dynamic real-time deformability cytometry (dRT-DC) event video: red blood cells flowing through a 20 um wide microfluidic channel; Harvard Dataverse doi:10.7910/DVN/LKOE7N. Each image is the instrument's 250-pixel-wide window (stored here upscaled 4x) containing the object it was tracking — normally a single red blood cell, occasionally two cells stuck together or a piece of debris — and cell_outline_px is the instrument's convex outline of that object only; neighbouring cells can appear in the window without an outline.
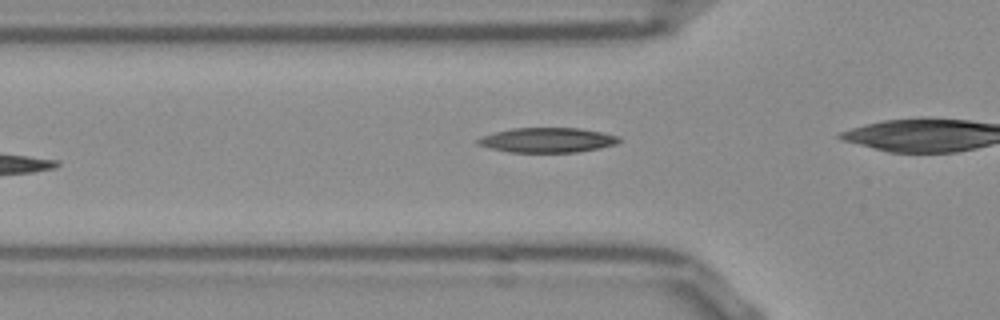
{"species": "Egyptian fruit bat (a non-hibernating species)", "species_latin": "Rousettus aegyptiacus", "temperature_condition": "room temperature", "stored_images_in_passage": 8, "camera_frame_rate_fps": 3000, "um_per_image_px": 0.085, "frame": {"image": 1, "passage_image": 3, "time_ms": 0.667, "image_size_px": [1000, 320], "cell_outline_px": [[620, 140], [616, 144], [600, 148], [576, 152], [508, 152], [476, 144], [476, 140], [480, 136], [492, 132], [512, 128], [580, 128], [620, 136]], "centroid_in_image_um": [46.49, 11.9], "position_along_channel_um": 79.3, "area_um2": 20.46}}
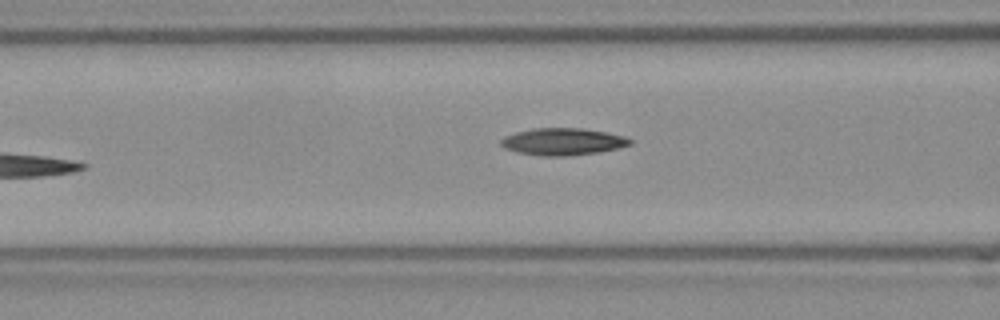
{"frame": {"image": 2, "passage_image": 6, "time_ms": 1.667, "image_size_px": [1000, 320], "cell_outline_px": [[632, 144], [616, 148], [596, 152], [564, 156], [544, 156], [520, 152], [508, 148], [500, 144], [500, 140], [504, 136], [516, 132], [532, 128], [584, 128], [608, 132], [624, 136], [632, 140]], "centroid_in_image_um": [47.85, 12.02], "position_along_channel_um": 118.7, "area_um2": 20.11}}